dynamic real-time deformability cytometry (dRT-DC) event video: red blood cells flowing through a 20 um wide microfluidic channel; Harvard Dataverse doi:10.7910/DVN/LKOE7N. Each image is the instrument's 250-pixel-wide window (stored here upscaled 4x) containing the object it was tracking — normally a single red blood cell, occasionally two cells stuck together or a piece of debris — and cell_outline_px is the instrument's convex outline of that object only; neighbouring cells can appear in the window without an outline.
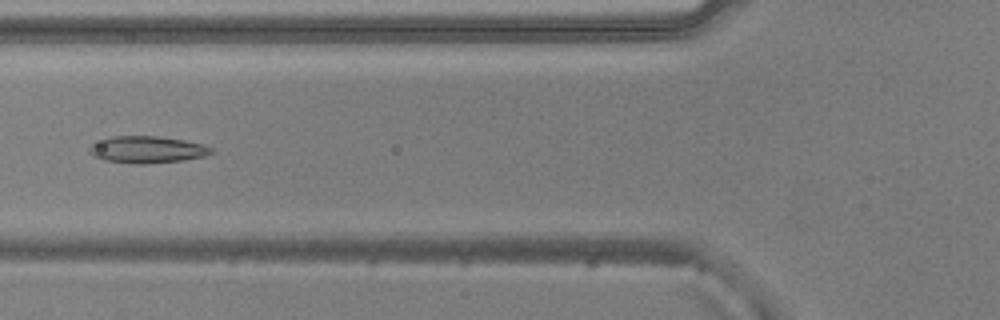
{"species": "common noctule bat (a hibernating species)", "species_latin": "Nyctalus noctula", "temperature_condition": "warm", "stored_images_in_passage": 27, "camera_frame_rate_fps": 3000, "um_per_image_px": 0.085, "animal": {"sex": "male", "body_mass_g": 20.5, "forearm_length_mm": 52.5}, "frame": {"image": 1, "passage_image": 19, "time_ms": 6.0, "image_size_px": [1000, 320], "cell_outline_px": [[216, 152], [204, 156], [180, 160], [144, 164], [136, 164], [104, 160], [92, 156], [88, 152], [88, 148], [92, 144], [112, 136], [156, 136], [184, 140], [204, 144], [216, 148]], "centroid_in_image_um": [12.54, 12.71], "position_along_channel_um": 113.3, "area_um2": 19.19}}
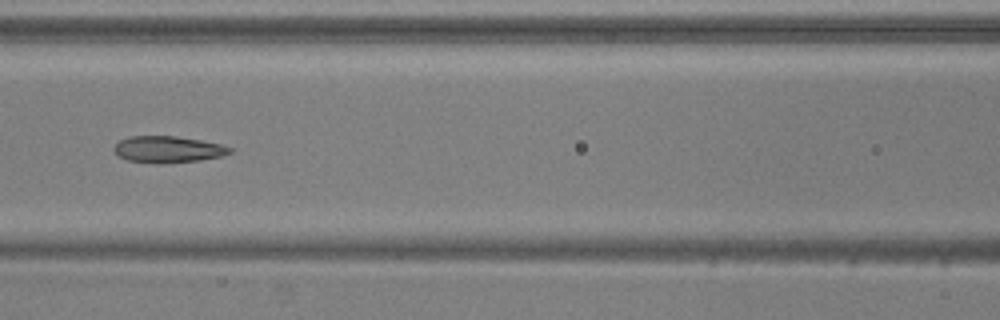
{"frame": {"image": 2, "passage_image": 22, "time_ms": 7.0, "image_size_px": [1000, 320], "cell_outline_px": [[232, 152], [224, 156], [200, 160], [160, 164], [128, 160], [120, 156], [112, 148], [120, 140], [132, 136], [176, 136], [200, 140], [220, 144], [232, 148]], "centroid_in_image_um": [14.31, 12.7], "position_along_channel_um": 152.3, "area_um2": 17.86}}
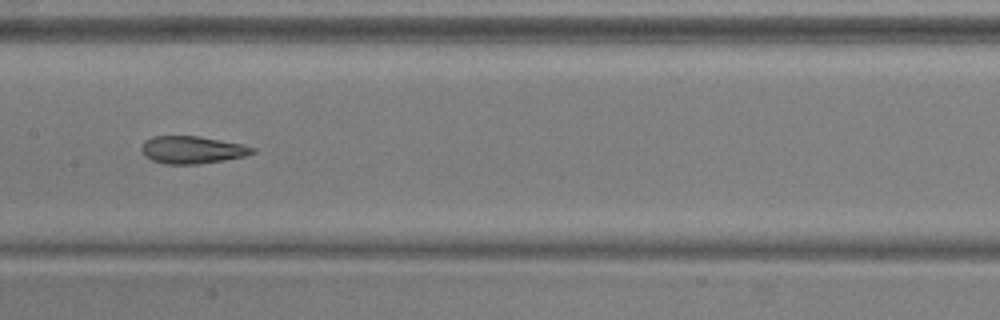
{"frame": {"image": 3, "passage_image": 25, "time_ms": 8.0, "image_size_px": [1000, 320], "cell_outline_px": [[256, 152], [244, 156], [224, 160], [196, 164], [164, 164], [152, 160], [144, 156], [140, 148], [144, 140], [152, 136], [200, 136], [240, 144], [256, 148]], "centroid_in_image_um": [16.29, 12.73], "position_along_channel_um": 191.1, "area_um2": 17.8}}